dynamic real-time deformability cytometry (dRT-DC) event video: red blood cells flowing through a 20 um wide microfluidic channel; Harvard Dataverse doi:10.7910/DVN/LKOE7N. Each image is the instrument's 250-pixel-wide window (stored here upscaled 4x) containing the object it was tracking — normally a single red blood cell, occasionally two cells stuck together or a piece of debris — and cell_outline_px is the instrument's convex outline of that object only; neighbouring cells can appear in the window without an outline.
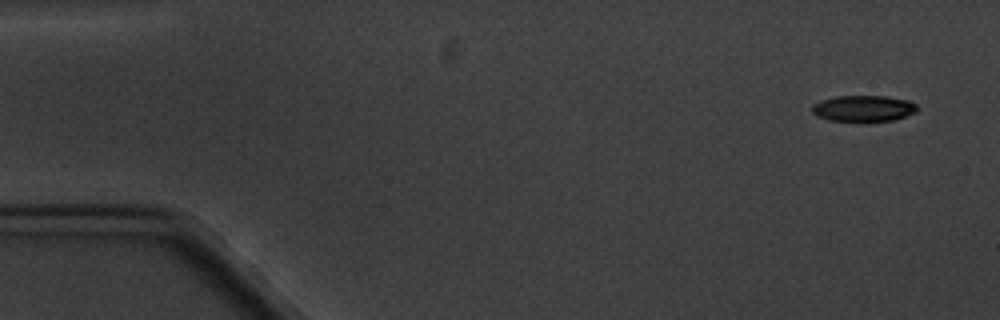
{"species": "common noctule bat (a hibernating species)", "species_latin": "Nyctalus noctula", "temperature_condition": "cold", "stored_images_in_passage": 5, "camera_frame_rate_fps": 3000, "um_per_image_px": 0.085, "animal": {"sex": "male", "body_mass_g": 20.1, "forearm_length_mm": 53.5}, "frame": {"image": 1, "passage_image": 1, "time_ms": 0.0, "image_size_px": [1000, 320], "cell_outline_px": [[916, 112], [892, 120], [828, 120], [816, 116], [812, 112], [812, 104], [820, 100], [836, 96], [884, 96], [908, 100], [916, 104]], "centroid_in_image_um": [73.34, 9.19], "position_along_channel_um": 11.7, "area_um2": 15.72}}
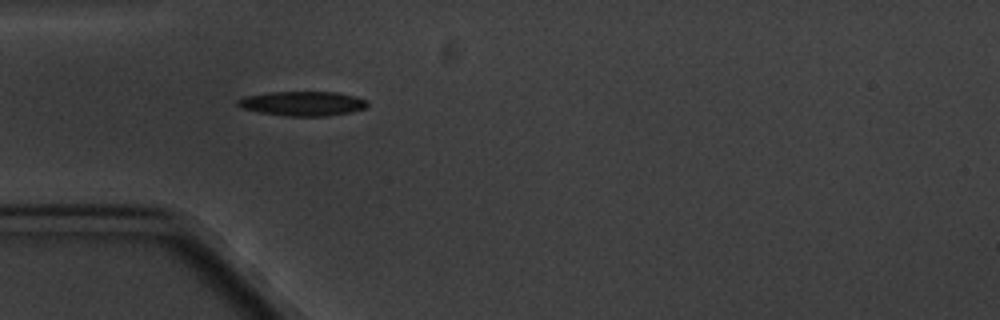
{"frame": {"image": 2, "passage_image": 5, "time_ms": 4.667, "image_size_px": [1000, 320], "cell_outline_px": [[368, 104], [364, 108], [352, 112], [324, 116], [288, 116], [260, 112], [240, 108], [236, 104], [236, 100], [244, 96], [268, 92], [336, 92], [356, 96], [368, 100]], "centroid_in_image_um": [25.7, 8.79], "position_along_channel_um": 59.3, "area_um2": 18.61}}